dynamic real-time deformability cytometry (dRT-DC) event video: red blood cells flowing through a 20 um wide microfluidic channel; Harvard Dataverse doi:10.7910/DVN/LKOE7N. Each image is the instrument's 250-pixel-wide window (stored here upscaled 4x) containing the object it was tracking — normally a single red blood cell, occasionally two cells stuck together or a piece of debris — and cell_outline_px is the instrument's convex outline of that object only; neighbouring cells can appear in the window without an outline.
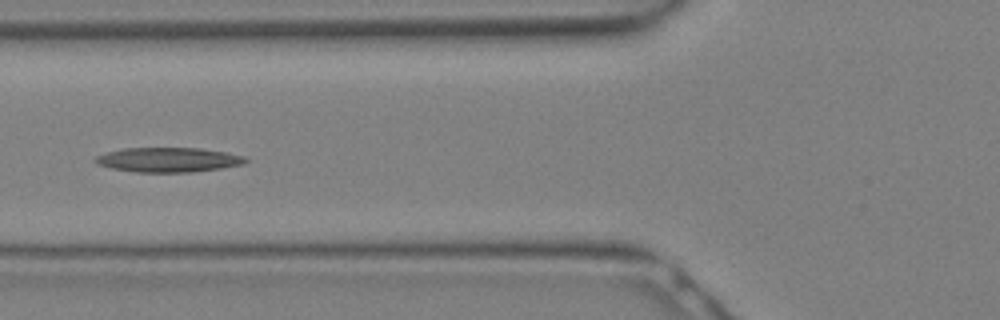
{"species": "Egyptian fruit bat (a non-hibernating species)", "species_latin": "Rousettus aegyptiacus", "temperature_condition": "warm", "stored_images_in_passage": 12, "camera_frame_rate_fps": 3000, "um_per_image_px": 0.085, "animal": {"sex": "female"}, "frame": {"image": 1, "passage_image": 9, "time_ms": 2.667, "image_size_px": [1000, 320], "cell_outline_px": [[248, 160], [244, 164], [220, 168], [192, 172], [136, 172], [112, 168], [96, 164], [92, 160], [96, 156], [108, 152], [124, 148], [200, 148], [248, 156]], "centroid_in_image_um": [14.32, 13.58], "position_along_channel_um": 111.5, "area_um2": 21.56}}
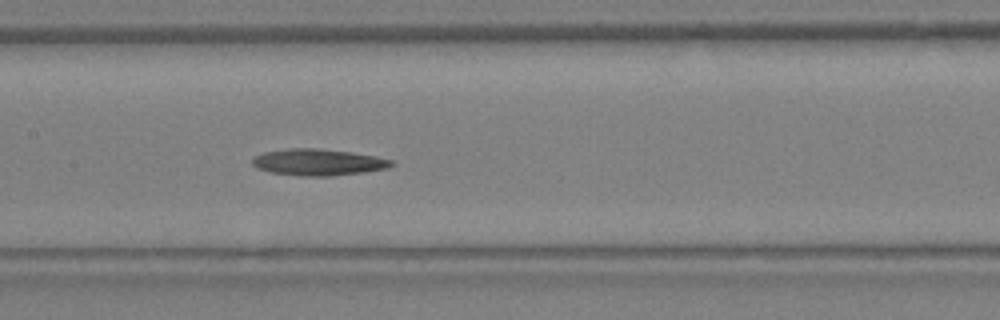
{"frame": {"image": 2, "passage_image": 12, "time_ms": 3.667, "image_size_px": [1000, 320], "cell_outline_px": [[396, 164], [388, 168], [364, 172], [328, 176], [304, 176], [272, 172], [256, 168], [252, 164], [252, 156], [264, 152], [288, 148], [316, 148], [352, 152], [376, 156], [392, 160]], "centroid_in_image_um": [27.05, 13.78], "position_along_channel_um": 180.4, "area_um2": 21.56}}